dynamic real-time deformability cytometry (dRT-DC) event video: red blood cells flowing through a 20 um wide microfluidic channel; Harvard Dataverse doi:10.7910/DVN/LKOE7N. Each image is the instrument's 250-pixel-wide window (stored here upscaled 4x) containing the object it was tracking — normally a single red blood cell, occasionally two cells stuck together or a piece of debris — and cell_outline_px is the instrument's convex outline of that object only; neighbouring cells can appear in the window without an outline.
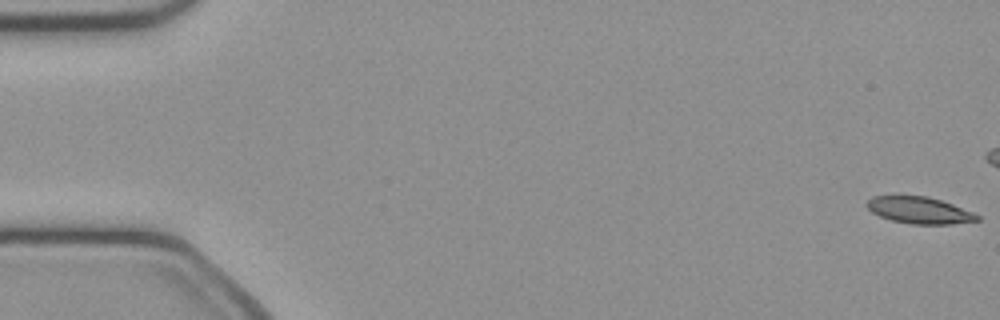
{"species": "common noctule bat (a hibernating species)", "species_latin": "Nyctalus noctula", "temperature_condition": "cold", "stored_images_in_passage": 51, "camera_frame_rate_fps": 3000, "um_per_image_px": 0.085, "animal": {"sex": "female", "body_mass_g": 21.9}, "frame": {"image": 1, "passage_image": 1, "time_ms": 0.0, "image_size_px": [1000, 320], "cell_outline_px": [[980, 220], [952, 224], [912, 224], [892, 220], [880, 216], [872, 212], [864, 204], [872, 196], [928, 196], [952, 204], [972, 212], [980, 216]], "centroid_in_image_um": [78.14, 17.87], "position_along_channel_um": 6.9, "area_um2": 17.05}}
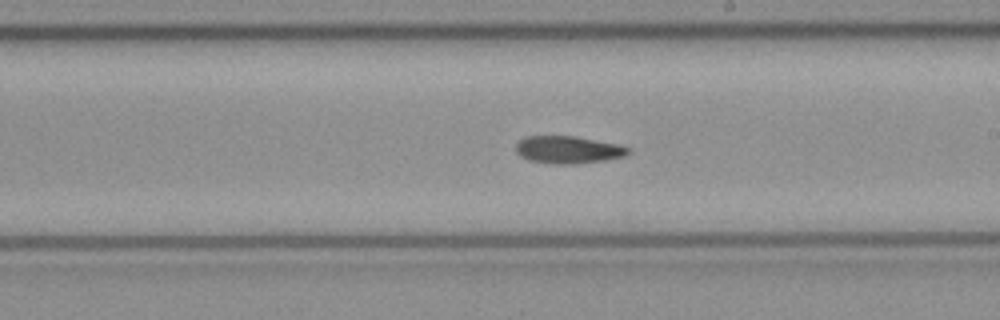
{"frame": {"image": 2, "passage_image": 29, "time_ms": 9.333, "image_size_px": [1000, 320], "cell_outline_px": [[632, 152], [624, 156], [604, 160], [576, 164], [552, 164], [528, 160], [520, 156], [516, 152], [516, 144], [524, 136], [576, 136], [620, 144], [632, 148]], "centroid_in_image_um": [48.32, 12.72], "position_along_channel_um": 240.7, "area_um2": 18.26}}
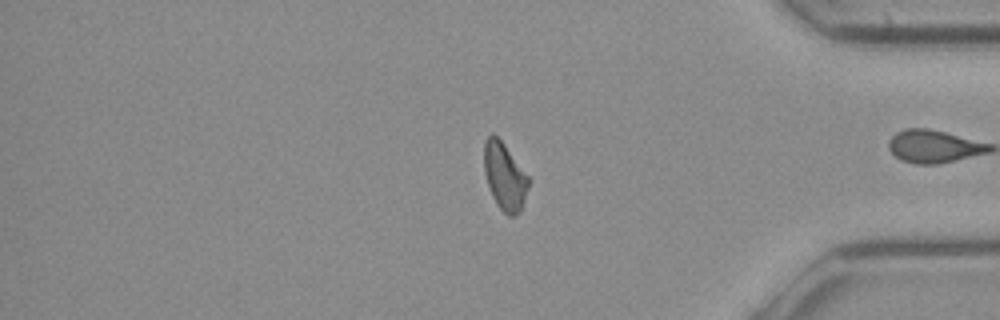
{"frame": {"image": 3, "passage_image": 42, "time_ms": 13.667, "image_size_px": [1000, 320], "cell_outline_px": [[528, 188], [520, 212], [516, 216], [508, 216], [496, 204], [492, 196], [484, 172], [484, 140], [492, 132], [504, 144], [528, 176]], "centroid_in_image_um": [42.88, 15.0], "position_along_channel_um": 392.3, "area_um2": 17.28}}